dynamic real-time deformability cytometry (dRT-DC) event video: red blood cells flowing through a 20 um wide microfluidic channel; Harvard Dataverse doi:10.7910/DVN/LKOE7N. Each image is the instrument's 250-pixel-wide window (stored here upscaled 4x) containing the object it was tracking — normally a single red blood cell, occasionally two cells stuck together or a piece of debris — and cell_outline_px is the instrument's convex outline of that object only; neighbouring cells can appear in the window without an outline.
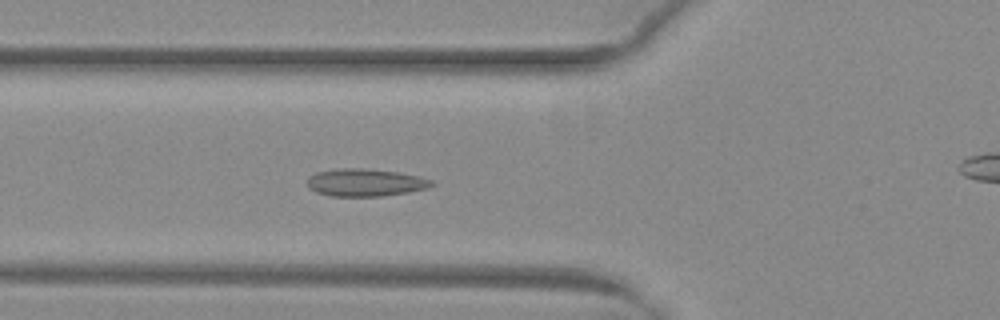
{"species": "common noctule bat (a hibernating species)", "species_latin": "Nyctalus noctula", "temperature_condition": "warm", "stored_images_in_passage": 43, "camera_frame_rate_fps": 3000, "um_per_image_px": 0.085, "animal": {"sex": "female", "body_mass_g": 29.2, "forearm_length_mm": 56.3}, "frame": {"image": 1, "passage_image": 15, "time_ms": 4.667, "image_size_px": [1000, 320], "cell_outline_px": [[436, 184], [428, 188], [408, 192], [380, 196], [328, 196], [316, 192], [308, 188], [308, 176], [316, 172], [336, 168], [364, 168], [396, 172], [420, 176], [432, 180]], "centroid_in_image_um": [31.03, 15.51], "position_along_channel_um": 94.8, "area_um2": 20.11}}
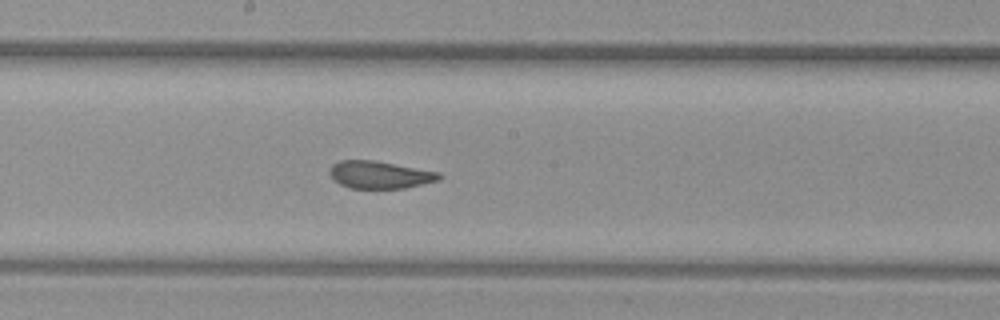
{"frame": {"image": 2, "passage_image": 24, "time_ms": 7.667, "image_size_px": [1000, 320], "cell_outline_px": [[444, 176], [440, 180], [404, 188], [348, 188], [332, 180], [328, 172], [328, 168], [332, 164], [340, 160], [372, 160], [440, 172]], "centroid_in_image_um": [32.25, 14.85], "position_along_channel_um": 216.0, "area_um2": 17.69}}
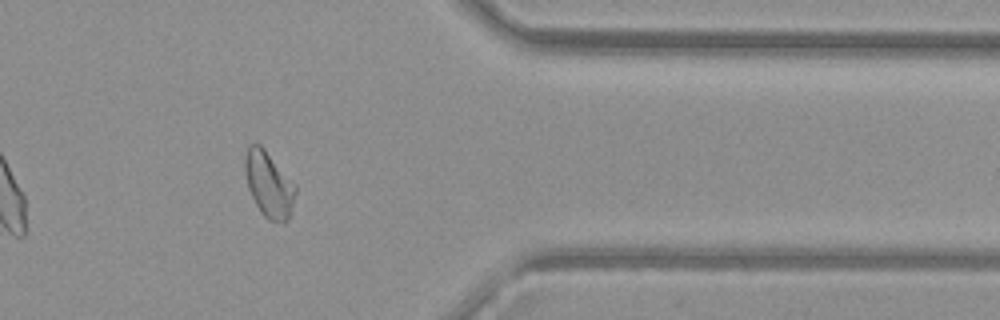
{"frame": {"image": 3, "passage_image": 38, "time_ms": 12.333, "image_size_px": [1000, 320], "cell_outline_px": [[296, 192], [288, 220], [268, 220], [260, 212], [248, 188], [244, 172], [244, 156], [248, 144], [260, 144], [264, 148], [296, 184]], "centroid_in_image_um": [22.83, 15.62], "position_along_channel_um": 388.6, "area_um2": 19.31}, "authors_computed_cell_mechanics": {"area_um2": 19.3052, "velocity_mm_per_s": 4.0356, "shape_relaxation_time_tau1_ms": 6.4606, "shape_relaxation_time_tau2_ms": 0.9034, "deformation_change_tau1": 0.17, "deformation_change_tau2": 0.0708}}